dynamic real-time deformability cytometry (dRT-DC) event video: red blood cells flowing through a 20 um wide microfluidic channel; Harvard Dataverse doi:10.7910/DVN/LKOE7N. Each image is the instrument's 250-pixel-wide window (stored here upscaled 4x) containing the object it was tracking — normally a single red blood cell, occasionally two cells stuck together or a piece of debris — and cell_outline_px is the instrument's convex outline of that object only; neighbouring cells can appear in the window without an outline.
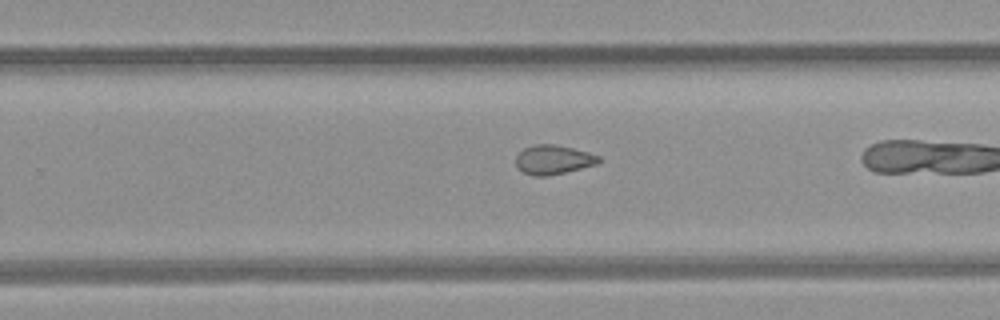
{"species": "common noctule bat (a hibernating species)", "species_latin": "Nyctalus noctula", "temperature_condition": "room temperature", "stored_images_in_passage": 26, "camera_frame_rate_fps": 3000, "um_per_image_px": 0.085, "animal": {"sex": "female", "body_mass_g": 21.9}, "frame": {"image": 1, "passage_image": 19, "time_ms": 6.0, "image_size_px": [1000, 320], "cell_outline_px": [[600, 160], [596, 164], [548, 176], [532, 176], [524, 172], [516, 164], [516, 156], [524, 148], [536, 144], [552, 144], [572, 148], [588, 152], [600, 156]], "centroid_in_image_um": [47.02, 13.57], "position_along_channel_um": 282.8, "area_um2": 13.87}}
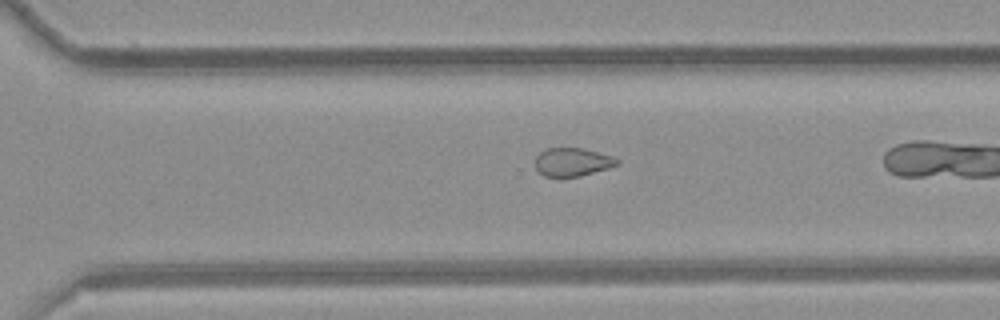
{"frame": {"image": 2, "passage_image": 22, "time_ms": 7.0, "image_size_px": [1000, 320], "cell_outline_px": [[620, 164], [608, 168], [580, 176], [560, 180], [544, 176], [536, 168], [536, 156], [540, 152], [548, 148], [584, 148], [612, 156], [620, 160]], "centroid_in_image_um": [48.65, 13.81], "position_along_channel_um": 322.0, "area_um2": 13.93}}